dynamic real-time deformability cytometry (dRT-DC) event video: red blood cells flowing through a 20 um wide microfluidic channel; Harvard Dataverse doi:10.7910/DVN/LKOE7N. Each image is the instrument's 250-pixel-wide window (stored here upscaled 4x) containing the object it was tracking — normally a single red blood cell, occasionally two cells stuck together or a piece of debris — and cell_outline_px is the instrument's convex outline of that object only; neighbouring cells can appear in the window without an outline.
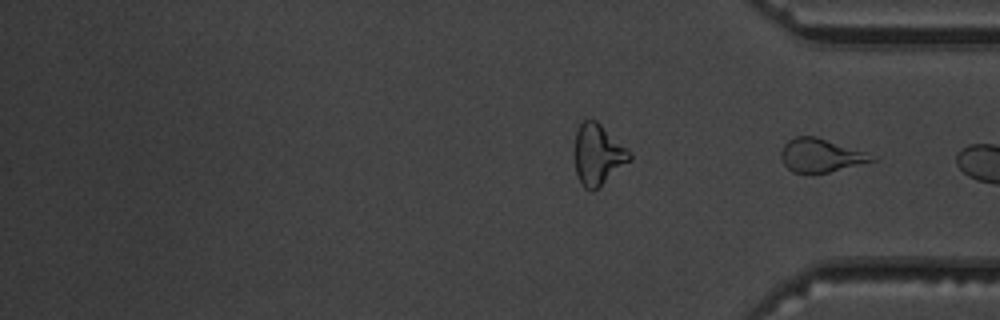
{"species": "common noctule bat (a hibernating species)", "species_latin": "Nyctalus noctula", "temperature_condition": "warm", "stored_images_in_passage": 17, "segment_of_instrument_passage": [2, 2], "camera_frame_rate_fps": 3000, "um_per_image_px": 0.085, "animal": {"sex": "male", "body_mass_g": 19.5, "forearm_length_mm": 54.6}, "frame": {"image": 1, "passage_image": 17, "time_ms": 18.667, "image_size_px": [1000, 320], "cell_outline_px": [[876, 160], [828, 172], [792, 172], [784, 164], [780, 156], [780, 152], [784, 144], [788, 140], [796, 136], [816, 136], [864, 152]], "centroid_in_image_um": [69.68, 13.19], "position_along_channel_um": 365.5, "area_um2": 17.17}}